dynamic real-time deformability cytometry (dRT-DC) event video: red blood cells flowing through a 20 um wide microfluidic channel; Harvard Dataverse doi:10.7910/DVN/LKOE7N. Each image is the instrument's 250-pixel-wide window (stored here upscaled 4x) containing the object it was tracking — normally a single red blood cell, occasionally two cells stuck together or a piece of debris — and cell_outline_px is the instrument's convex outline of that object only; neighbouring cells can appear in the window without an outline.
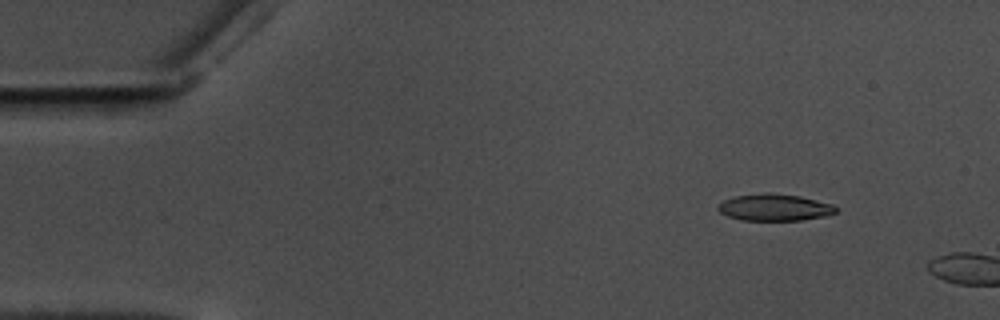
{"species": "common noctule bat (a hibernating species)", "species_latin": "Nyctalus noctula", "temperature_condition": "warm", "stored_images_in_passage": 9, "camera_frame_rate_fps": 3000, "um_per_image_px": 0.085, "animal": {"sex": "male", "body_mass_g": 17.5, "forearm_length_mm": 52.3}, "frame": {"image": 1, "passage_image": 7, "time_ms": 2.0, "image_size_px": [1000, 320], "cell_outline_px": [[840, 208], [836, 212], [824, 216], [800, 220], [740, 220], [728, 216], [720, 212], [716, 208], [724, 200], [736, 196], [764, 192], [768, 192], [800, 196], [832, 204]], "centroid_in_image_um": [65.84, 17.62], "position_along_channel_um": 19.2, "area_um2": 18.38}}